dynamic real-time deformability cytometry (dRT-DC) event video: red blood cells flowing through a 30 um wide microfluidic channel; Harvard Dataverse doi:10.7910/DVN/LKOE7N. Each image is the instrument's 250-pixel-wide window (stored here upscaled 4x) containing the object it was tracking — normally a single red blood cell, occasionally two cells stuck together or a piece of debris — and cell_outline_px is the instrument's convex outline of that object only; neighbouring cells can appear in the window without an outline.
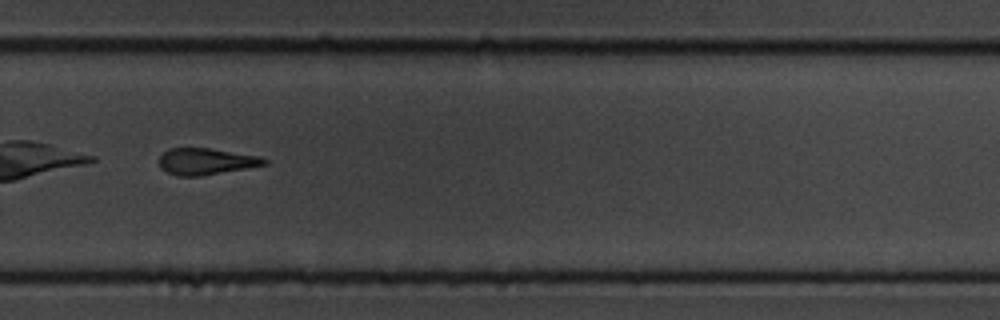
{"species": "common noctule bat (a hibernating species)", "species_latin": "Nyctalus noctula", "temperature_condition": "cold", "stored_images_in_passage": 37, "camera_frame_rate_fps": 3000, "um_per_image_px": 0.085, "animal": {"sex": "male", "body_mass_g": 19.5, "forearm_length_mm": 54.6}, "frame": {"image": 1, "passage_image": 22, "time_ms": 7.0, "image_size_px": [1000, 320], "cell_outline_px": [[268, 164], [200, 176], [176, 176], [160, 168], [160, 156], [168, 148], [212, 148], [260, 156], [268, 160]], "centroid_in_image_um": [17.52, 13.71], "position_along_channel_um": 312.3, "area_um2": 16.24}, "authors_computed_cell_mechanics": {"area_um2": 17.2822, "velocity_mm_per_s": 3.6277, "shape_relaxation_time_tau1_ms": 3.5409, "shape_relaxation_time_tau2_ms": 6.2131, "deformation_change_tau1": 0.1622, "deformation_change_tau2": 0.1967}}